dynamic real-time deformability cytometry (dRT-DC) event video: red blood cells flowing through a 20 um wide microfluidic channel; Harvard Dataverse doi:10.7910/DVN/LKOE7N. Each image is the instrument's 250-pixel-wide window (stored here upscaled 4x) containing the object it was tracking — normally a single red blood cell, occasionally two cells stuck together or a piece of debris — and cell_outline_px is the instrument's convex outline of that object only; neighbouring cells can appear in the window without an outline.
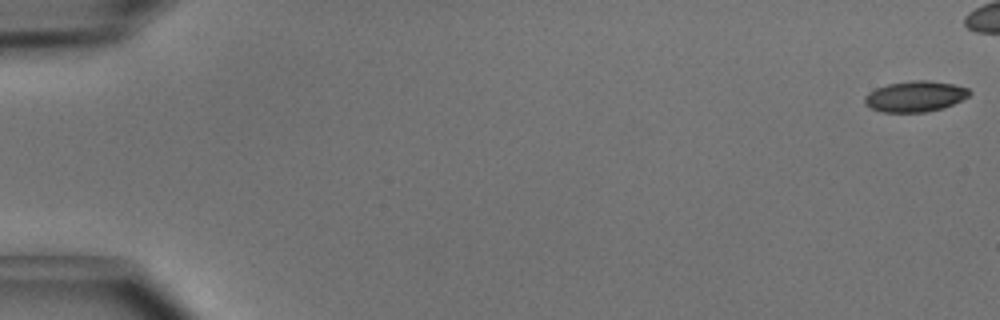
{"species": "common noctule bat (a hibernating species)", "species_latin": "Nyctalus noctula", "temperature_condition": "cold", "stored_images_in_passage": 11, "camera_frame_rate_fps": 3000, "um_per_image_px": 0.085, "animal": {"sex": "male", "body_mass_g": 15.6}, "frame": {"image": 1, "passage_image": 1, "time_ms": 0.0, "image_size_px": [1000, 320], "cell_outline_px": [[972, 92], [968, 96], [944, 108], [924, 112], [880, 112], [864, 104], [864, 96], [868, 92], [876, 88], [888, 84], [908, 80], [928, 80], [952, 84], [968, 88]], "centroid_in_image_um": [77.76, 8.19], "position_along_channel_um": 7.2, "area_um2": 18.84}}